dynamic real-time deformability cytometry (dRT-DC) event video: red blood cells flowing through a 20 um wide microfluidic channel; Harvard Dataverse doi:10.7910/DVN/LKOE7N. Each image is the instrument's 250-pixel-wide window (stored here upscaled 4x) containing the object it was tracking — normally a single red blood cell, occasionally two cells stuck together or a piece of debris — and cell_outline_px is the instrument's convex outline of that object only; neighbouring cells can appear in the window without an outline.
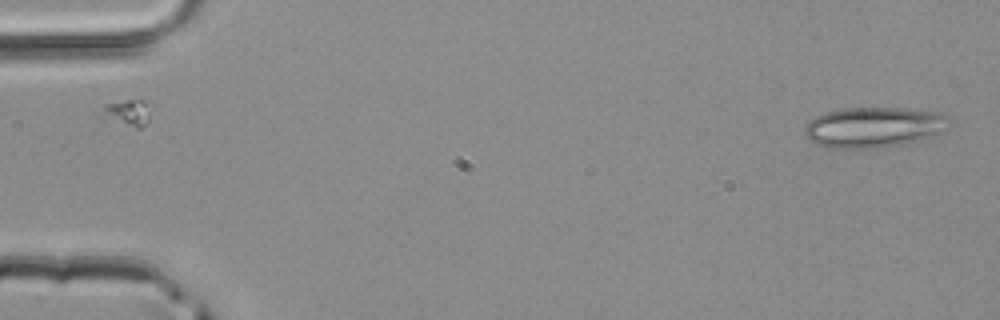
{"species": "common noctule bat (a hibernating species)", "species_latin": "Nyctalus noctula", "temperature_condition": "room temperature", "stored_images_in_passage": 47, "camera_frame_rate_fps": 3000, "um_per_image_px": 0.085, "animal": {"sex": "male", "body_mass_g": 20.4}, "frame": {"image": 1, "passage_image": 1, "time_ms": 0.0, "image_size_px": [1000, 320], "cell_outline_px": [[948, 116], [944, 132], [936, 136], [904, 144], [856, 152], [828, 148], [808, 140], [804, 136], [804, 128], [808, 120], [816, 116], [828, 112], [844, 108], [900, 108], [940, 112]], "centroid_in_image_um": [74.22, 10.87], "position_along_channel_um": 10.8, "area_um2": 35.08}}
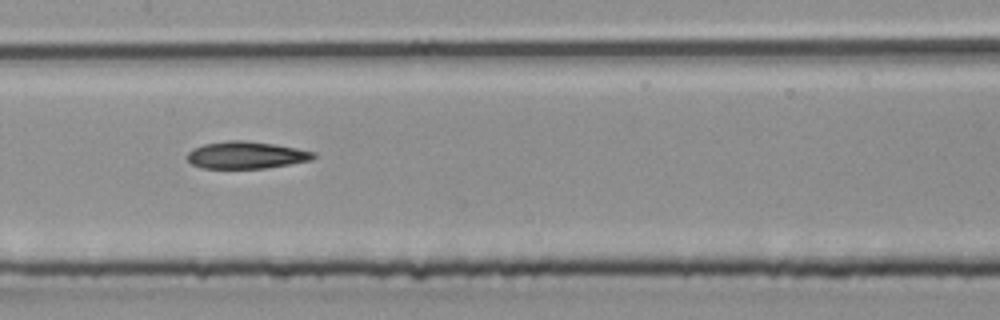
{"frame": {"image": 2, "passage_image": 23, "time_ms": 7.333, "image_size_px": [1000, 320], "cell_outline_px": [[316, 156], [312, 160], [268, 168], [200, 168], [192, 164], [184, 156], [192, 148], [204, 144], [228, 140], [244, 140], [272, 144], [296, 148], [316, 152]], "centroid_in_image_um": [20.9, 13.18], "position_along_channel_um": 186.5, "area_um2": 20.11}}
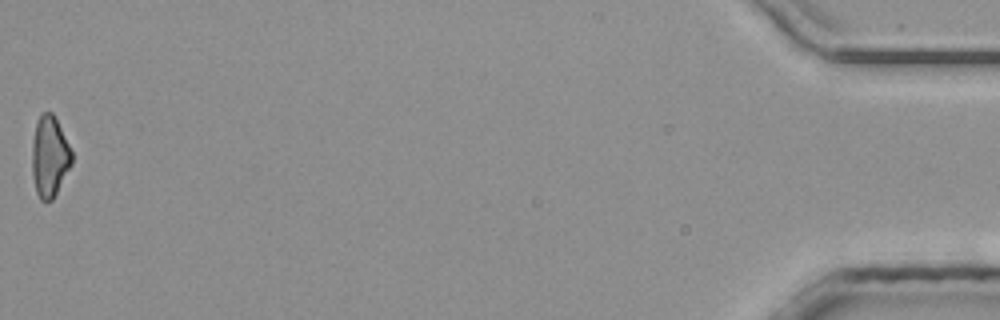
{"frame": {"image": 3, "passage_image": 47, "time_ms": 15.333, "image_size_px": [1000, 320], "cell_outline_px": [[72, 164], [52, 200], [40, 200], [36, 192], [32, 176], [32, 144], [36, 120], [40, 112], [52, 112], [72, 152]], "centroid_in_image_um": [4.19, 13.3], "position_along_channel_um": 431.0, "area_um2": 18.67}}